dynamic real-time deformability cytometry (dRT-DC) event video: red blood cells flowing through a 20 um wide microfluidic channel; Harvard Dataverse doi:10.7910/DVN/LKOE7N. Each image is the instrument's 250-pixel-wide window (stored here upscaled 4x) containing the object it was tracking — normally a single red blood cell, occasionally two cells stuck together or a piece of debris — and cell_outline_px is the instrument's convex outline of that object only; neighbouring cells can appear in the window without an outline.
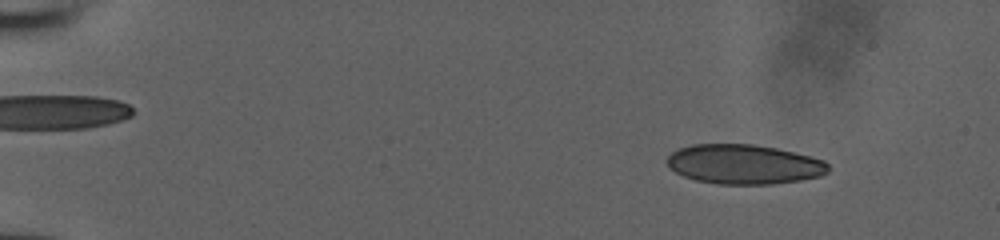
{"species": "human", "species_latin": "Homo sapiens", "temperature_condition": "room temperature", "stored_images_in_passage": 17, "camera_frame_rate_fps": 3000, "um_per_image_px": 0.085, "donor": {"sex": "male"}, "frame": {"image": 1, "passage_image": 7, "time_ms": 2.0, "image_size_px": [1000, 240], "cell_outline_px": [[828, 172], [820, 176], [800, 180], [772, 184], [716, 184], [696, 180], [684, 176], [668, 168], [664, 160], [676, 148], [692, 144], [752, 144], [776, 148], [824, 160], [828, 164]], "centroid_in_image_um": [63.17, 13.96], "position_along_channel_um": 21.8, "area_um2": 37.34}}